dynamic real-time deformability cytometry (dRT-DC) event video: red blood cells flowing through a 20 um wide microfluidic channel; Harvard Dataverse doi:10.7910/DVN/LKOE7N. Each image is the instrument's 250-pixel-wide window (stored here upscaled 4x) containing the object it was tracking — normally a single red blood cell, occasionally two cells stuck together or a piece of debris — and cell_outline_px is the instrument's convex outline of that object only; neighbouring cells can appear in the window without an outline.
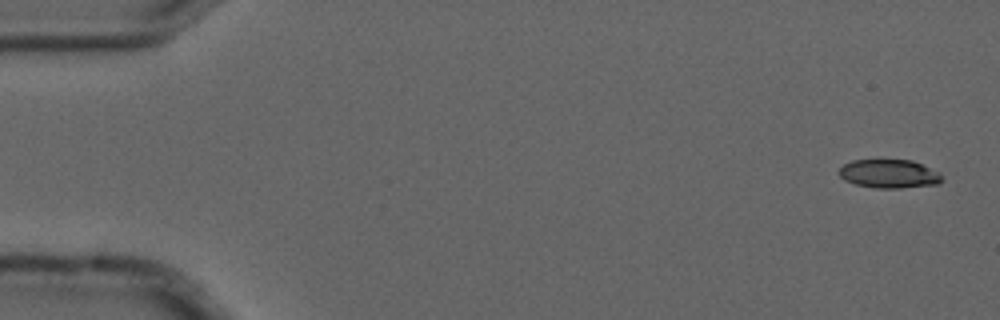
{"species": "common noctule bat (a hibernating species)", "species_latin": "Nyctalus noctula", "temperature_condition": "cold", "stored_images_in_passage": 4, "camera_frame_rate_fps": 3000, "um_per_image_px": 0.085, "animal": {"sex": "male", "forearm_length_mm": 52.5}, "frame": {"image": 1, "passage_image": 1, "time_ms": 0.0, "image_size_px": [1000, 320], "cell_outline_px": [[944, 180], [936, 184], [900, 188], [876, 188], [856, 184], [844, 180], [836, 172], [844, 164], [852, 160], [876, 156], [912, 160], [940, 172]], "centroid_in_image_um": [75.53, 14.71], "position_along_channel_um": 9.5, "area_um2": 18.09}}
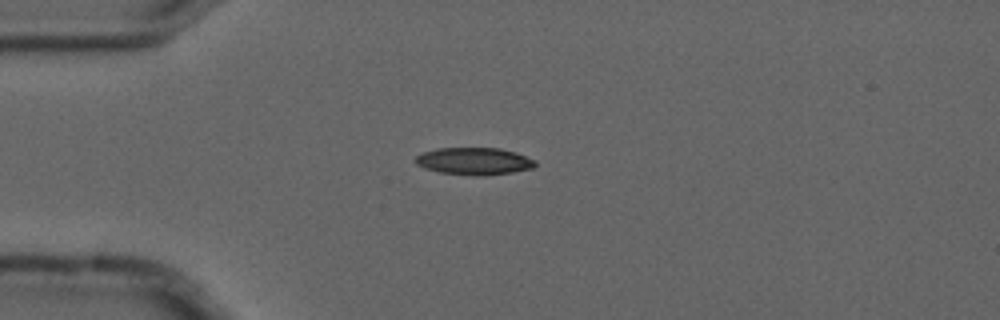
{"frame": {"image": 2, "passage_image": 4, "time_ms": 1.0, "image_size_px": [1000, 320], "cell_outline_px": [[536, 164], [532, 168], [512, 172], [484, 176], [472, 176], [440, 172], [424, 168], [416, 164], [416, 156], [424, 152], [436, 148], [500, 148], [516, 152], [536, 160]], "centroid_in_image_um": [40.31, 13.7], "position_along_channel_um": 44.7, "area_um2": 19.07}}